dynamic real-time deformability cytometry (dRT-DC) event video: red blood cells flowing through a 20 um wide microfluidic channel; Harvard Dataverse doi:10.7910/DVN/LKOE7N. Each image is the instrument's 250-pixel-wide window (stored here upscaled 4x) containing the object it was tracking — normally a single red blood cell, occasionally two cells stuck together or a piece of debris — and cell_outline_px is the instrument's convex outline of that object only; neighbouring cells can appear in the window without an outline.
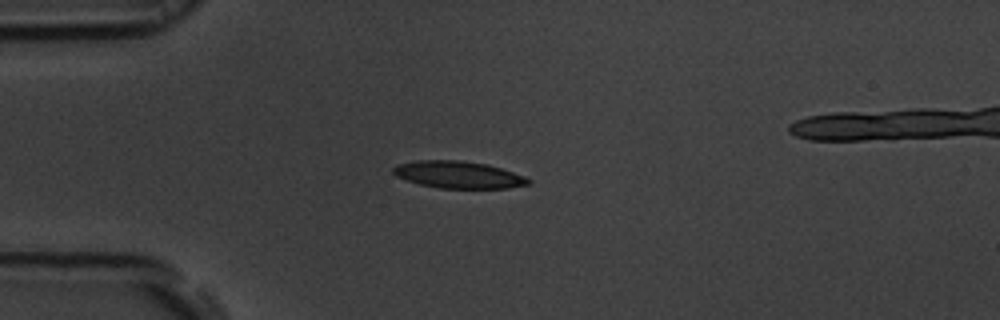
{"species": "common noctule bat (a hibernating species)", "species_latin": "Nyctalus noctula", "temperature_condition": "room temperature", "stored_images_in_passage": 38, "camera_frame_rate_fps": 3000, "um_per_image_px": 0.085, "animal": {"sex": "male", "body_mass_g": 19.5, "forearm_length_mm": 54.6}, "frame": {"image": 1, "passage_image": 1, "time_ms": 0.0, "image_size_px": [1000, 320], "cell_outline_px": [[532, 180], [528, 184], [508, 188], [440, 188], [420, 184], [396, 176], [392, 172], [392, 168], [396, 164], [416, 160], [460, 160], [488, 164], [524, 176]], "centroid_in_image_um": [38.93, 14.84], "position_along_channel_um": 46.1, "area_um2": 21.27}}
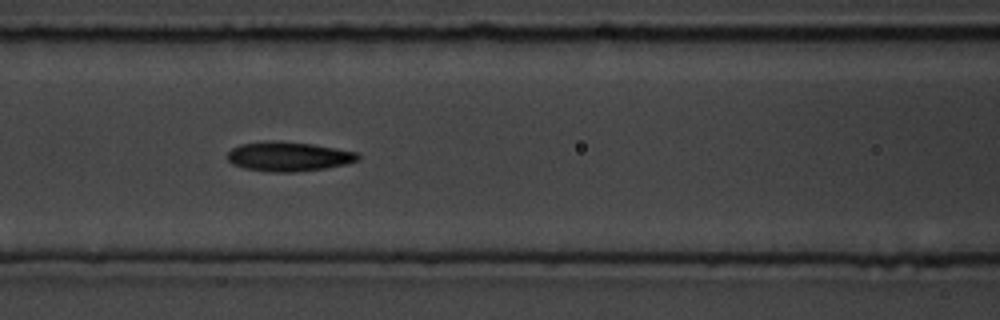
{"frame": {"image": 2, "passage_image": 10, "time_ms": 3.0, "image_size_px": [1000, 320], "cell_outline_px": [[360, 160], [348, 164], [324, 168], [292, 172], [272, 172], [244, 168], [232, 164], [228, 160], [228, 152], [232, 148], [240, 144], [272, 140], [312, 144], [356, 152], [360, 156]], "centroid_in_image_um": [24.52, 13.3], "position_along_channel_um": 142.1, "area_um2": 22.31}}
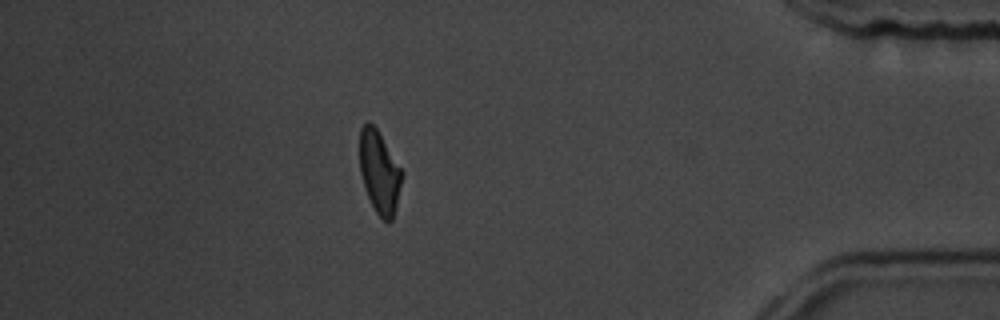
{"frame": {"image": 3, "passage_image": 34, "time_ms": 11.0, "image_size_px": [1000, 320], "cell_outline_px": [[404, 172], [392, 220], [388, 224], [376, 212], [364, 188], [360, 172], [360, 128], [368, 120], [376, 128]], "centroid_in_image_um": [32.25, 14.62], "position_along_channel_um": 403.0, "area_um2": 20.17}}